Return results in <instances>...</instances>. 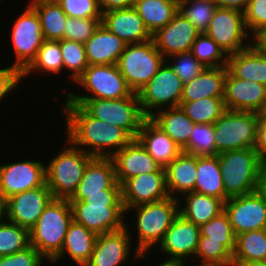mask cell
I'll return each mask as SVG.
<instances>
[{"instance_id":"6da1fadb","label":"cell","mask_w":266,"mask_h":266,"mask_svg":"<svg viewBox=\"0 0 266 266\" xmlns=\"http://www.w3.org/2000/svg\"><path fill=\"white\" fill-rule=\"evenodd\" d=\"M61 106L66 122L64 138L93 157H112L132 140L122 128L93 118L79 104Z\"/></svg>"},{"instance_id":"7a4b0ae2","label":"cell","mask_w":266,"mask_h":266,"mask_svg":"<svg viewBox=\"0 0 266 266\" xmlns=\"http://www.w3.org/2000/svg\"><path fill=\"white\" fill-rule=\"evenodd\" d=\"M69 202L73 220L97 235L126 227L121 189H104V193L85 194L82 201Z\"/></svg>"},{"instance_id":"3957f363","label":"cell","mask_w":266,"mask_h":266,"mask_svg":"<svg viewBox=\"0 0 266 266\" xmlns=\"http://www.w3.org/2000/svg\"><path fill=\"white\" fill-rule=\"evenodd\" d=\"M129 211L132 214L136 213L133 215L135 222L132 219V223L136 224L134 230L130 229L132 226H129L128 216H126V228L129 234L132 235L133 231H137L135 233L137 237L131 236L132 240L136 239L135 249L139 252L150 251L151 253L163 240L165 232L179 215V202L178 198L170 196L157 202L128 208L126 215L130 214Z\"/></svg>"},{"instance_id":"277c9868","label":"cell","mask_w":266,"mask_h":266,"mask_svg":"<svg viewBox=\"0 0 266 266\" xmlns=\"http://www.w3.org/2000/svg\"><path fill=\"white\" fill-rule=\"evenodd\" d=\"M63 144L64 148H58L59 152L46 162V184L55 199L70 201L93 156L75 147L67 138Z\"/></svg>"},{"instance_id":"5b68a950","label":"cell","mask_w":266,"mask_h":266,"mask_svg":"<svg viewBox=\"0 0 266 266\" xmlns=\"http://www.w3.org/2000/svg\"><path fill=\"white\" fill-rule=\"evenodd\" d=\"M73 214L70 202L53 198L29 230L30 245L51 262L61 251Z\"/></svg>"},{"instance_id":"8992f818","label":"cell","mask_w":266,"mask_h":266,"mask_svg":"<svg viewBox=\"0 0 266 266\" xmlns=\"http://www.w3.org/2000/svg\"><path fill=\"white\" fill-rule=\"evenodd\" d=\"M64 101V104H79L93 118L122 128L132 139H136L147 119L138 93L120 99L65 98Z\"/></svg>"},{"instance_id":"52a82bcc","label":"cell","mask_w":266,"mask_h":266,"mask_svg":"<svg viewBox=\"0 0 266 266\" xmlns=\"http://www.w3.org/2000/svg\"><path fill=\"white\" fill-rule=\"evenodd\" d=\"M217 156L228 198L257 191L262 160L254 148L226 151Z\"/></svg>"},{"instance_id":"ba28073f","label":"cell","mask_w":266,"mask_h":266,"mask_svg":"<svg viewBox=\"0 0 266 266\" xmlns=\"http://www.w3.org/2000/svg\"><path fill=\"white\" fill-rule=\"evenodd\" d=\"M166 58L157 50L153 39L127 44L117 67L134 93H138L158 72Z\"/></svg>"},{"instance_id":"9c48e42d","label":"cell","mask_w":266,"mask_h":266,"mask_svg":"<svg viewBox=\"0 0 266 266\" xmlns=\"http://www.w3.org/2000/svg\"><path fill=\"white\" fill-rule=\"evenodd\" d=\"M216 155L232 150L254 148L257 113L226 110L214 122Z\"/></svg>"},{"instance_id":"30bf717a","label":"cell","mask_w":266,"mask_h":266,"mask_svg":"<svg viewBox=\"0 0 266 266\" xmlns=\"http://www.w3.org/2000/svg\"><path fill=\"white\" fill-rule=\"evenodd\" d=\"M75 83L83 91L85 89L87 95L73 90L64 93L66 98L120 99L134 93L117 65H88Z\"/></svg>"},{"instance_id":"8fae6325","label":"cell","mask_w":266,"mask_h":266,"mask_svg":"<svg viewBox=\"0 0 266 266\" xmlns=\"http://www.w3.org/2000/svg\"><path fill=\"white\" fill-rule=\"evenodd\" d=\"M184 83L165 62L151 80L138 92L141 109L147 118L165 108L180 106Z\"/></svg>"},{"instance_id":"7c38bea8","label":"cell","mask_w":266,"mask_h":266,"mask_svg":"<svg viewBox=\"0 0 266 266\" xmlns=\"http://www.w3.org/2000/svg\"><path fill=\"white\" fill-rule=\"evenodd\" d=\"M26 8L13 22L9 38L15 61L11 64L21 73L31 64L44 42L41 23L35 9L27 3Z\"/></svg>"},{"instance_id":"4fadbf2b","label":"cell","mask_w":266,"mask_h":266,"mask_svg":"<svg viewBox=\"0 0 266 266\" xmlns=\"http://www.w3.org/2000/svg\"><path fill=\"white\" fill-rule=\"evenodd\" d=\"M205 33L229 56L240 52L253 43L248 33L242 11L217 8Z\"/></svg>"},{"instance_id":"5bb4252c","label":"cell","mask_w":266,"mask_h":266,"mask_svg":"<svg viewBox=\"0 0 266 266\" xmlns=\"http://www.w3.org/2000/svg\"><path fill=\"white\" fill-rule=\"evenodd\" d=\"M131 240L126 227L118 231L99 234L92 255L84 266H122L124 263L127 264L128 259L136 262L146 258L149 251H137ZM131 254L133 256H130Z\"/></svg>"},{"instance_id":"9a60e30c","label":"cell","mask_w":266,"mask_h":266,"mask_svg":"<svg viewBox=\"0 0 266 266\" xmlns=\"http://www.w3.org/2000/svg\"><path fill=\"white\" fill-rule=\"evenodd\" d=\"M224 211L236 236L266 229V200L257 191L229 198Z\"/></svg>"},{"instance_id":"2e32d148","label":"cell","mask_w":266,"mask_h":266,"mask_svg":"<svg viewBox=\"0 0 266 266\" xmlns=\"http://www.w3.org/2000/svg\"><path fill=\"white\" fill-rule=\"evenodd\" d=\"M41 160L0 164V190L7 198L46 183L45 164Z\"/></svg>"},{"instance_id":"e0dca14e","label":"cell","mask_w":266,"mask_h":266,"mask_svg":"<svg viewBox=\"0 0 266 266\" xmlns=\"http://www.w3.org/2000/svg\"><path fill=\"white\" fill-rule=\"evenodd\" d=\"M199 239V226L179 214L157 247L163 252L162 255L166 253L167 259H177L188 264L187 261L191 258L195 261Z\"/></svg>"},{"instance_id":"ac0fdd59","label":"cell","mask_w":266,"mask_h":266,"mask_svg":"<svg viewBox=\"0 0 266 266\" xmlns=\"http://www.w3.org/2000/svg\"><path fill=\"white\" fill-rule=\"evenodd\" d=\"M53 198L46 183L10 196L8 221L30 230Z\"/></svg>"},{"instance_id":"d6986e66","label":"cell","mask_w":266,"mask_h":266,"mask_svg":"<svg viewBox=\"0 0 266 266\" xmlns=\"http://www.w3.org/2000/svg\"><path fill=\"white\" fill-rule=\"evenodd\" d=\"M125 211L135 206L157 202L170 197L166 185V172L142 173L121 185Z\"/></svg>"},{"instance_id":"ffe728a7","label":"cell","mask_w":266,"mask_h":266,"mask_svg":"<svg viewBox=\"0 0 266 266\" xmlns=\"http://www.w3.org/2000/svg\"><path fill=\"white\" fill-rule=\"evenodd\" d=\"M201 32L178 11L172 20L158 29L152 39L157 50L165 57L191 51L192 44Z\"/></svg>"},{"instance_id":"44dd1931","label":"cell","mask_w":266,"mask_h":266,"mask_svg":"<svg viewBox=\"0 0 266 266\" xmlns=\"http://www.w3.org/2000/svg\"><path fill=\"white\" fill-rule=\"evenodd\" d=\"M223 100L227 110L258 113L266 101V86L239 79L227 69Z\"/></svg>"},{"instance_id":"7402d4cb","label":"cell","mask_w":266,"mask_h":266,"mask_svg":"<svg viewBox=\"0 0 266 266\" xmlns=\"http://www.w3.org/2000/svg\"><path fill=\"white\" fill-rule=\"evenodd\" d=\"M111 158L115 166L116 180L120 185L142 173L165 172V168L146 151L137 139H132Z\"/></svg>"},{"instance_id":"603a6c76","label":"cell","mask_w":266,"mask_h":266,"mask_svg":"<svg viewBox=\"0 0 266 266\" xmlns=\"http://www.w3.org/2000/svg\"><path fill=\"white\" fill-rule=\"evenodd\" d=\"M104 189H121L116 180L113 160L111 157H93L70 201H82L85 194L104 193Z\"/></svg>"},{"instance_id":"cb8c5ba5","label":"cell","mask_w":266,"mask_h":266,"mask_svg":"<svg viewBox=\"0 0 266 266\" xmlns=\"http://www.w3.org/2000/svg\"><path fill=\"white\" fill-rule=\"evenodd\" d=\"M101 23L127 44L142 43L152 39V34L134 7L104 12Z\"/></svg>"},{"instance_id":"d4e9b609","label":"cell","mask_w":266,"mask_h":266,"mask_svg":"<svg viewBox=\"0 0 266 266\" xmlns=\"http://www.w3.org/2000/svg\"><path fill=\"white\" fill-rule=\"evenodd\" d=\"M84 45L88 65H117L127 43L101 23Z\"/></svg>"},{"instance_id":"484cf974","label":"cell","mask_w":266,"mask_h":266,"mask_svg":"<svg viewBox=\"0 0 266 266\" xmlns=\"http://www.w3.org/2000/svg\"><path fill=\"white\" fill-rule=\"evenodd\" d=\"M227 68L239 79L266 86V52L257 44L252 43L240 52L229 55Z\"/></svg>"},{"instance_id":"4316f807","label":"cell","mask_w":266,"mask_h":266,"mask_svg":"<svg viewBox=\"0 0 266 266\" xmlns=\"http://www.w3.org/2000/svg\"><path fill=\"white\" fill-rule=\"evenodd\" d=\"M136 139L162 167H166L182 149L150 118H147Z\"/></svg>"},{"instance_id":"83f0119b","label":"cell","mask_w":266,"mask_h":266,"mask_svg":"<svg viewBox=\"0 0 266 266\" xmlns=\"http://www.w3.org/2000/svg\"><path fill=\"white\" fill-rule=\"evenodd\" d=\"M97 236L96 233L73 220L68 227L60 253L50 263L56 265L68 255L67 259L70 258V261L75 262L77 266H84L92 255Z\"/></svg>"},{"instance_id":"f1b7e54d","label":"cell","mask_w":266,"mask_h":266,"mask_svg":"<svg viewBox=\"0 0 266 266\" xmlns=\"http://www.w3.org/2000/svg\"><path fill=\"white\" fill-rule=\"evenodd\" d=\"M168 194L178 198L195 191L197 156L182 151L165 167Z\"/></svg>"},{"instance_id":"f546056e","label":"cell","mask_w":266,"mask_h":266,"mask_svg":"<svg viewBox=\"0 0 266 266\" xmlns=\"http://www.w3.org/2000/svg\"><path fill=\"white\" fill-rule=\"evenodd\" d=\"M179 198V214L198 226L207 223L224 211L225 202L216 197L192 191L184 193Z\"/></svg>"},{"instance_id":"4dcf8cb0","label":"cell","mask_w":266,"mask_h":266,"mask_svg":"<svg viewBox=\"0 0 266 266\" xmlns=\"http://www.w3.org/2000/svg\"><path fill=\"white\" fill-rule=\"evenodd\" d=\"M227 66L207 67L183 86L180 102H192L207 97H224Z\"/></svg>"},{"instance_id":"1f68e13d","label":"cell","mask_w":266,"mask_h":266,"mask_svg":"<svg viewBox=\"0 0 266 266\" xmlns=\"http://www.w3.org/2000/svg\"><path fill=\"white\" fill-rule=\"evenodd\" d=\"M150 119L181 149L189 143L195 123L180 106L161 109L151 116Z\"/></svg>"},{"instance_id":"d6a6232c","label":"cell","mask_w":266,"mask_h":266,"mask_svg":"<svg viewBox=\"0 0 266 266\" xmlns=\"http://www.w3.org/2000/svg\"><path fill=\"white\" fill-rule=\"evenodd\" d=\"M195 192L222 199L224 202L229 199L225 195L217 155L197 156Z\"/></svg>"},{"instance_id":"836d02e7","label":"cell","mask_w":266,"mask_h":266,"mask_svg":"<svg viewBox=\"0 0 266 266\" xmlns=\"http://www.w3.org/2000/svg\"><path fill=\"white\" fill-rule=\"evenodd\" d=\"M28 3L39 16L44 39H64V27L68 16L56 0H29Z\"/></svg>"},{"instance_id":"e575fe53","label":"cell","mask_w":266,"mask_h":266,"mask_svg":"<svg viewBox=\"0 0 266 266\" xmlns=\"http://www.w3.org/2000/svg\"><path fill=\"white\" fill-rule=\"evenodd\" d=\"M133 7L152 35L179 11V6L168 0H135Z\"/></svg>"},{"instance_id":"d590c367","label":"cell","mask_w":266,"mask_h":266,"mask_svg":"<svg viewBox=\"0 0 266 266\" xmlns=\"http://www.w3.org/2000/svg\"><path fill=\"white\" fill-rule=\"evenodd\" d=\"M64 64L62 60L59 41L44 40L43 44L37 51L35 59L31 64L22 72V80L26 76L41 74H53L59 76L64 72Z\"/></svg>"},{"instance_id":"8d00e7d4","label":"cell","mask_w":266,"mask_h":266,"mask_svg":"<svg viewBox=\"0 0 266 266\" xmlns=\"http://www.w3.org/2000/svg\"><path fill=\"white\" fill-rule=\"evenodd\" d=\"M266 261V229L240 233L236 236L233 263Z\"/></svg>"},{"instance_id":"74e56055","label":"cell","mask_w":266,"mask_h":266,"mask_svg":"<svg viewBox=\"0 0 266 266\" xmlns=\"http://www.w3.org/2000/svg\"><path fill=\"white\" fill-rule=\"evenodd\" d=\"M180 107L195 124H214L227 110L223 97H207L192 102H180Z\"/></svg>"},{"instance_id":"f35d334b","label":"cell","mask_w":266,"mask_h":266,"mask_svg":"<svg viewBox=\"0 0 266 266\" xmlns=\"http://www.w3.org/2000/svg\"><path fill=\"white\" fill-rule=\"evenodd\" d=\"M199 240L220 241L232 254L236 248V235L225 211L199 226Z\"/></svg>"},{"instance_id":"ab89813d","label":"cell","mask_w":266,"mask_h":266,"mask_svg":"<svg viewBox=\"0 0 266 266\" xmlns=\"http://www.w3.org/2000/svg\"><path fill=\"white\" fill-rule=\"evenodd\" d=\"M59 45L64 64V71L66 69L65 72H69L67 79L70 78V82L73 81L72 83H75L88 67L85 45L84 43L67 39L59 40Z\"/></svg>"},{"instance_id":"60d3db41","label":"cell","mask_w":266,"mask_h":266,"mask_svg":"<svg viewBox=\"0 0 266 266\" xmlns=\"http://www.w3.org/2000/svg\"><path fill=\"white\" fill-rule=\"evenodd\" d=\"M191 53L206 67L227 66L228 56L205 32L198 35L192 44Z\"/></svg>"},{"instance_id":"b9f144b4","label":"cell","mask_w":266,"mask_h":266,"mask_svg":"<svg viewBox=\"0 0 266 266\" xmlns=\"http://www.w3.org/2000/svg\"><path fill=\"white\" fill-rule=\"evenodd\" d=\"M29 246L28 229L9 221L0 225V257L22 251Z\"/></svg>"},{"instance_id":"7bdbcfd3","label":"cell","mask_w":266,"mask_h":266,"mask_svg":"<svg viewBox=\"0 0 266 266\" xmlns=\"http://www.w3.org/2000/svg\"><path fill=\"white\" fill-rule=\"evenodd\" d=\"M195 257L198 260L196 263H199L196 266L233 265V254L220 241L199 240ZM191 264V266H195V264Z\"/></svg>"},{"instance_id":"ee69618b","label":"cell","mask_w":266,"mask_h":266,"mask_svg":"<svg viewBox=\"0 0 266 266\" xmlns=\"http://www.w3.org/2000/svg\"><path fill=\"white\" fill-rule=\"evenodd\" d=\"M217 8L214 0H186L179 6V11L203 33Z\"/></svg>"},{"instance_id":"f6af8a7d","label":"cell","mask_w":266,"mask_h":266,"mask_svg":"<svg viewBox=\"0 0 266 266\" xmlns=\"http://www.w3.org/2000/svg\"><path fill=\"white\" fill-rule=\"evenodd\" d=\"M214 133V124H195L182 151L196 156L216 155Z\"/></svg>"},{"instance_id":"bcb514c9","label":"cell","mask_w":266,"mask_h":266,"mask_svg":"<svg viewBox=\"0 0 266 266\" xmlns=\"http://www.w3.org/2000/svg\"><path fill=\"white\" fill-rule=\"evenodd\" d=\"M166 62L184 84L193 80L207 68L193 56L191 51L171 55L166 58Z\"/></svg>"},{"instance_id":"7dc6e473","label":"cell","mask_w":266,"mask_h":266,"mask_svg":"<svg viewBox=\"0 0 266 266\" xmlns=\"http://www.w3.org/2000/svg\"><path fill=\"white\" fill-rule=\"evenodd\" d=\"M102 18H72L65 23L64 39L85 43L100 26Z\"/></svg>"},{"instance_id":"c3c4849f","label":"cell","mask_w":266,"mask_h":266,"mask_svg":"<svg viewBox=\"0 0 266 266\" xmlns=\"http://www.w3.org/2000/svg\"><path fill=\"white\" fill-rule=\"evenodd\" d=\"M68 17L102 18L97 0H56Z\"/></svg>"},{"instance_id":"681fc988","label":"cell","mask_w":266,"mask_h":266,"mask_svg":"<svg viewBox=\"0 0 266 266\" xmlns=\"http://www.w3.org/2000/svg\"><path fill=\"white\" fill-rule=\"evenodd\" d=\"M243 14L246 29L254 37L266 25V0H250Z\"/></svg>"},{"instance_id":"f907efd6","label":"cell","mask_w":266,"mask_h":266,"mask_svg":"<svg viewBox=\"0 0 266 266\" xmlns=\"http://www.w3.org/2000/svg\"><path fill=\"white\" fill-rule=\"evenodd\" d=\"M46 260L32 245L14 254L0 257V266H42Z\"/></svg>"},{"instance_id":"816d5d0a","label":"cell","mask_w":266,"mask_h":266,"mask_svg":"<svg viewBox=\"0 0 266 266\" xmlns=\"http://www.w3.org/2000/svg\"><path fill=\"white\" fill-rule=\"evenodd\" d=\"M8 66V67H7ZM0 68V103L2 100L7 99V95L14 90L22 81V73L12 65Z\"/></svg>"},{"instance_id":"f5cc1de1","label":"cell","mask_w":266,"mask_h":266,"mask_svg":"<svg viewBox=\"0 0 266 266\" xmlns=\"http://www.w3.org/2000/svg\"><path fill=\"white\" fill-rule=\"evenodd\" d=\"M254 149L262 161H266V114H257V133Z\"/></svg>"},{"instance_id":"db71d44e","label":"cell","mask_w":266,"mask_h":266,"mask_svg":"<svg viewBox=\"0 0 266 266\" xmlns=\"http://www.w3.org/2000/svg\"><path fill=\"white\" fill-rule=\"evenodd\" d=\"M135 0H98L102 13L113 9L130 8L134 6Z\"/></svg>"},{"instance_id":"11a10c76","label":"cell","mask_w":266,"mask_h":266,"mask_svg":"<svg viewBox=\"0 0 266 266\" xmlns=\"http://www.w3.org/2000/svg\"><path fill=\"white\" fill-rule=\"evenodd\" d=\"M219 8L236 9L244 12L250 0H214Z\"/></svg>"},{"instance_id":"9f6ffc18","label":"cell","mask_w":266,"mask_h":266,"mask_svg":"<svg viewBox=\"0 0 266 266\" xmlns=\"http://www.w3.org/2000/svg\"><path fill=\"white\" fill-rule=\"evenodd\" d=\"M257 192L266 200V161L260 165Z\"/></svg>"},{"instance_id":"6f0895ef","label":"cell","mask_w":266,"mask_h":266,"mask_svg":"<svg viewBox=\"0 0 266 266\" xmlns=\"http://www.w3.org/2000/svg\"><path fill=\"white\" fill-rule=\"evenodd\" d=\"M8 221V198L0 190V225Z\"/></svg>"},{"instance_id":"680465c9","label":"cell","mask_w":266,"mask_h":266,"mask_svg":"<svg viewBox=\"0 0 266 266\" xmlns=\"http://www.w3.org/2000/svg\"><path fill=\"white\" fill-rule=\"evenodd\" d=\"M253 43L259 45L266 52V33H257L253 37Z\"/></svg>"},{"instance_id":"91938a15","label":"cell","mask_w":266,"mask_h":266,"mask_svg":"<svg viewBox=\"0 0 266 266\" xmlns=\"http://www.w3.org/2000/svg\"><path fill=\"white\" fill-rule=\"evenodd\" d=\"M161 262L155 266H187L186 262L177 259H166Z\"/></svg>"},{"instance_id":"94428289","label":"cell","mask_w":266,"mask_h":266,"mask_svg":"<svg viewBox=\"0 0 266 266\" xmlns=\"http://www.w3.org/2000/svg\"><path fill=\"white\" fill-rule=\"evenodd\" d=\"M232 266H266V261H252L248 263H233Z\"/></svg>"},{"instance_id":"6125c7cd","label":"cell","mask_w":266,"mask_h":266,"mask_svg":"<svg viewBox=\"0 0 266 266\" xmlns=\"http://www.w3.org/2000/svg\"><path fill=\"white\" fill-rule=\"evenodd\" d=\"M168 1H171V2L175 3L177 6H180L186 0H168Z\"/></svg>"},{"instance_id":"be15d7a7","label":"cell","mask_w":266,"mask_h":266,"mask_svg":"<svg viewBox=\"0 0 266 266\" xmlns=\"http://www.w3.org/2000/svg\"><path fill=\"white\" fill-rule=\"evenodd\" d=\"M257 114H266V101L264 103L262 110L260 112H258Z\"/></svg>"},{"instance_id":"e7e4bbea","label":"cell","mask_w":266,"mask_h":266,"mask_svg":"<svg viewBox=\"0 0 266 266\" xmlns=\"http://www.w3.org/2000/svg\"><path fill=\"white\" fill-rule=\"evenodd\" d=\"M258 33H266V25Z\"/></svg>"}]
</instances>
